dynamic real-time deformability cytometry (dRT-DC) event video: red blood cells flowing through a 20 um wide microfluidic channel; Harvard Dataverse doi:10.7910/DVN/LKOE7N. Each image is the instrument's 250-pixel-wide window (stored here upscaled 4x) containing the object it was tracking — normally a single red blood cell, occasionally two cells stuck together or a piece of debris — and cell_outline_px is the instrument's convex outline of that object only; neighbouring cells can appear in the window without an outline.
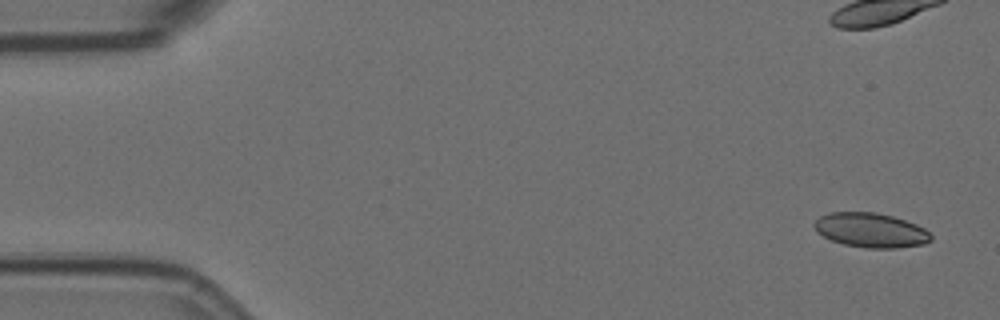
{"species": "Egyptian fruit bat (a non-hibernating species)", "species_latin": "Rousettus aegyptiacus", "temperature_condition": "room temperature", "stored_images_in_passage": 4, "camera_frame_rate_fps": 3000, "um_per_image_px": 0.085, "animal": {"sex": "female"}, "frame": {"image": 1, "passage_image": 1, "time_ms": 0.0, "image_size_px": [1000, 320], "cell_outline_px": [[932, 240], [924, 244], [896, 248], [868, 248], [844, 244], [832, 240], [816, 232], [812, 224], [820, 216], [828, 212], [876, 212], [892, 216], [916, 224], [924, 228], [932, 236]], "centroid_in_image_um": [74.0, 19.56], "position_along_channel_um": 11.0, "area_um2": 23.47}}